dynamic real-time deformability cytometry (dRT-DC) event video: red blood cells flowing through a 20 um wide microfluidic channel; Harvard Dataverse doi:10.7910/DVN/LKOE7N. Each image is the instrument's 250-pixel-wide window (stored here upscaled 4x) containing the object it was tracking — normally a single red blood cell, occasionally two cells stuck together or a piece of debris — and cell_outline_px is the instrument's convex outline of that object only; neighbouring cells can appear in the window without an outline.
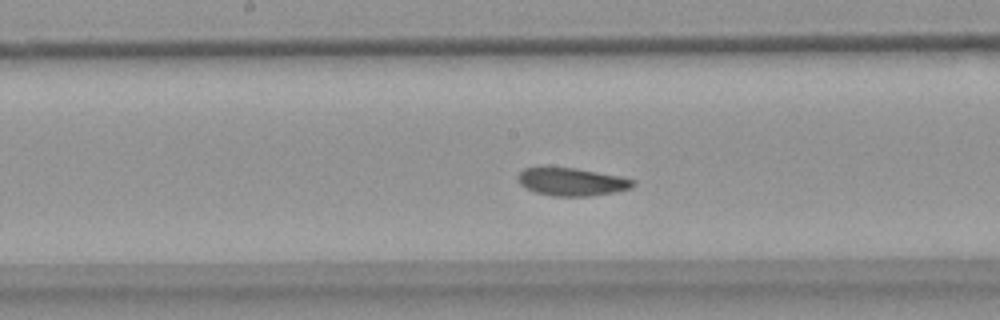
{"species": "common noctule bat (a hibernating species)", "species_latin": "Nyctalus noctula", "temperature_condition": "warm", "stored_images_in_passage": 56, "camera_frame_rate_fps": 3000, "um_per_image_px": 0.085, "animal": {"sex": "female", "body_mass_g": 18.4}, "frame": {"image": 1, "passage_image": 28, "time_ms": 9.0, "image_size_px": [1000, 320], "cell_outline_px": [[636, 184], [632, 188], [616, 192], [588, 196], [552, 196], [536, 192], [520, 184], [516, 180], [516, 176], [524, 168], [576, 168], [620, 176], [636, 180]], "centroid_in_image_um": [48.64, 15.46], "position_along_channel_um": 199.6, "area_um2": 18.67}}
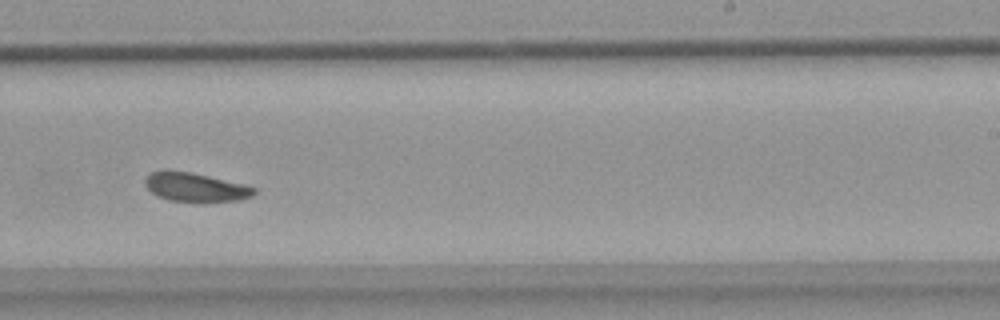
{"frame": {"image": 2, "passage_image": 34, "time_ms": 11.0, "image_size_px": [1000, 320], "cell_outline_px": [[256, 192], [252, 196], [240, 200], [168, 200], [152, 192], [144, 184], [144, 180], [152, 172], [192, 172], [248, 184], [256, 188]], "centroid_in_image_um": [16.7, 15.9], "position_along_channel_um": 272.3, "area_um2": 17.69}}
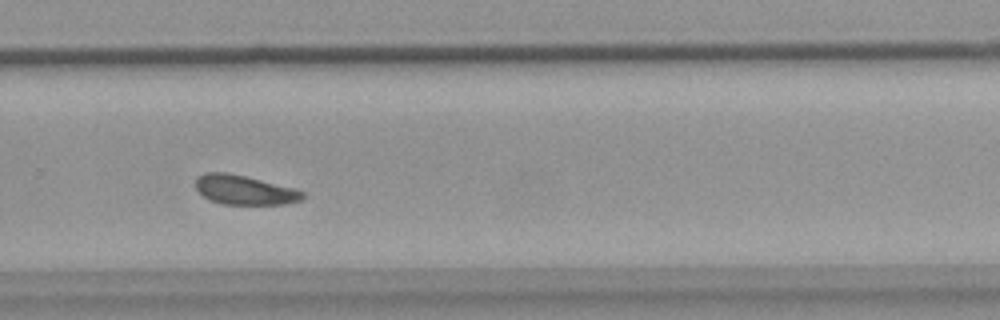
{"frame": {"image": 3, "passage_image": 37, "time_ms": 12.0, "image_size_px": [1000, 320], "cell_outline_px": [[304, 200], [284, 204], [224, 204], [208, 200], [196, 188], [196, 176], [204, 172], [224, 172], [244, 176], [296, 188], [304, 192]], "centroid_in_image_um": [20.79, 16.14], "position_along_channel_um": 309.0, "area_um2": 18.38}, "authors_computed_cell_mechanics": {"area_um2": 19.0162, "velocity_mm_per_s": 3.6494, "shape_relaxation_time_tau1_ms": 5.9259, "shape_relaxation_time_tau2_ms": 4.599, "deformation_change_tau1": 0.1377, "deformation_change_tau2": 0.0983}}